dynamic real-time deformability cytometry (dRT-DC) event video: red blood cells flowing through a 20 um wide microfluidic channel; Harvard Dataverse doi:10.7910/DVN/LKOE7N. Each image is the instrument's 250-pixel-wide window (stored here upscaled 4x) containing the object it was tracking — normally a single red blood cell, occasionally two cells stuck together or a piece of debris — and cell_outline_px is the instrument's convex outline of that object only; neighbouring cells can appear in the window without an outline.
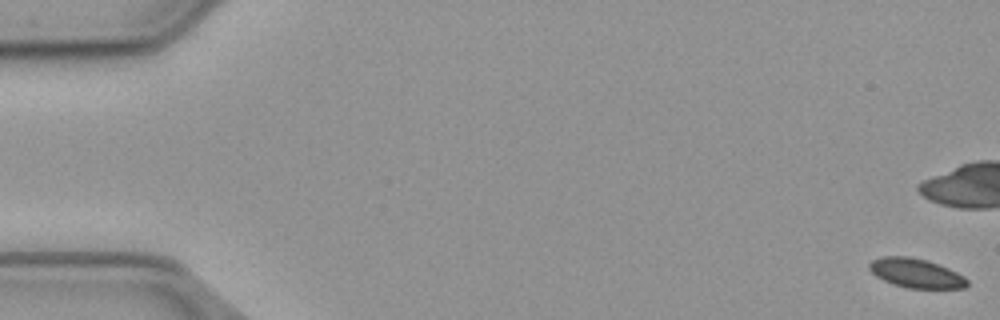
{"species": "common noctule bat (a hibernating species)", "species_latin": "Nyctalus noctula", "temperature_condition": "cold", "stored_images_in_passage": 58, "camera_frame_rate_fps": 3000, "um_per_image_px": 0.085, "animal": {"sex": "male", "body_mass_g": 23.1, "forearm_length_mm": 52.7}, "frame": {"image": 1, "passage_image": 1, "time_ms": 0.0, "image_size_px": [1000, 320], "cell_outline_px": [[968, 284], [964, 288], [908, 288], [892, 284], [876, 276], [868, 268], [868, 264], [872, 260], [880, 256], [908, 256], [928, 260], [948, 268], [964, 276], [968, 280]], "centroid_in_image_um": [77.84, 23.21], "position_along_channel_um": 7.2, "area_um2": 16.76}}
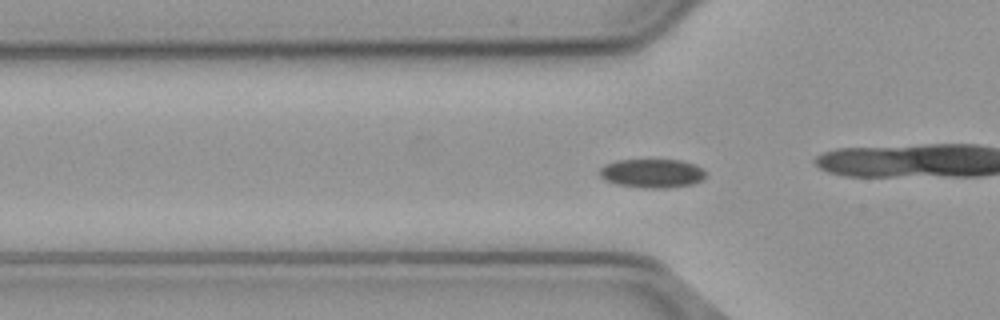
{"frame": {"image": 2, "passage_image": 19, "time_ms": 6.0, "image_size_px": [1000, 320], "cell_outline_px": [[704, 180], [692, 184], [668, 188], [644, 188], [616, 184], [604, 180], [596, 172], [604, 164], [616, 160], [680, 160], [696, 164], [704, 172]], "centroid_in_image_um": [55.38, 14.73], "position_along_channel_um": 70.4, "area_um2": 18.03}}